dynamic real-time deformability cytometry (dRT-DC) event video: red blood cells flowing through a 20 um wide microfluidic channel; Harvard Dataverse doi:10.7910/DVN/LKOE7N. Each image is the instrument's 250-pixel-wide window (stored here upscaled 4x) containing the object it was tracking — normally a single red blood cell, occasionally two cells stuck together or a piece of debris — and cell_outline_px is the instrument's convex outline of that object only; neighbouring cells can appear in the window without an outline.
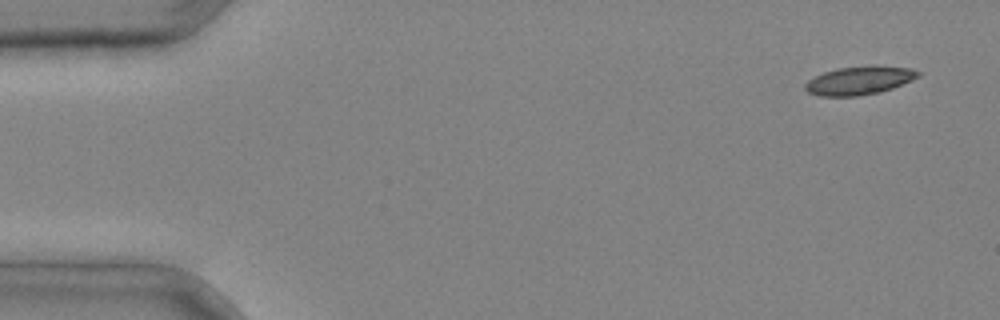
{"species": "common noctule bat (a hibernating species)", "species_latin": "Nyctalus noctula", "temperature_condition": "cold", "stored_images_in_passage": 3, "camera_frame_rate_fps": 3000, "um_per_image_px": 0.085, "animal": {"sex": "male", "body_mass_g": 20.4}, "frame": {"image": 1, "passage_image": 1, "time_ms": 0.0, "image_size_px": [1000, 320], "cell_outline_px": [[920, 76], [912, 80], [892, 88], [876, 92], [856, 96], [820, 96], [808, 92], [804, 88], [804, 84], [808, 80], [824, 72], [836, 68], [872, 64], [876, 64], [912, 68], [920, 72]], "centroid_in_image_um": [73.06, 6.81], "position_along_channel_um": 11.9, "area_um2": 18.9}}